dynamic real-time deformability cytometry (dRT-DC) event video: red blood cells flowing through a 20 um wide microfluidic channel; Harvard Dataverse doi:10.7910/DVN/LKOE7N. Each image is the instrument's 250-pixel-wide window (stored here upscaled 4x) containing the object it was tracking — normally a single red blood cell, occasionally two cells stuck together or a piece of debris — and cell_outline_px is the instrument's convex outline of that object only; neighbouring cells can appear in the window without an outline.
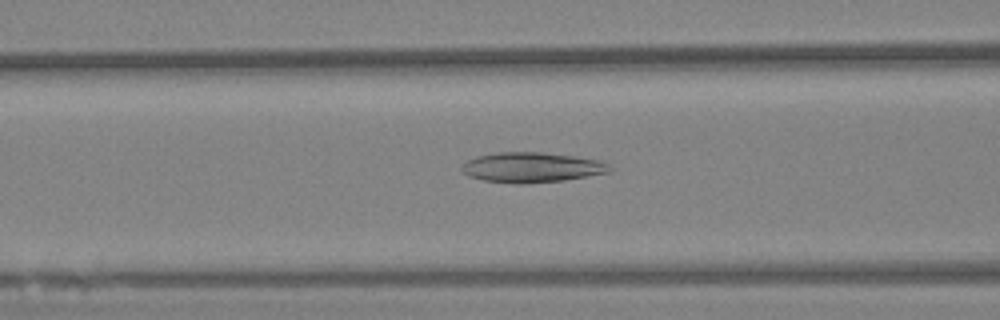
{"species": "Egyptian fruit bat (a non-hibernating species)", "species_latin": "Rousettus aegyptiacus", "temperature_condition": "warm", "stored_images_in_passage": 60, "camera_frame_rate_fps": 3000, "um_per_image_px": 0.085, "animal": {"sex": "female"}, "frame": {"image": 1, "passage_image": 22, "time_ms": 7.0, "image_size_px": [1000, 320], "cell_outline_px": [[608, 172], [564, 180], [528, 184], [512, 184], [484, 180], [468, 176], [460, 168], [468, 160], [476, 156], [496, 152], [544, 152], [572, 156], [596, 160], [608, 164]], "centroid_in_image_um": [45.11, 14.23], "position_along_channel_um": 121.5, "area_um2": 25.72}}
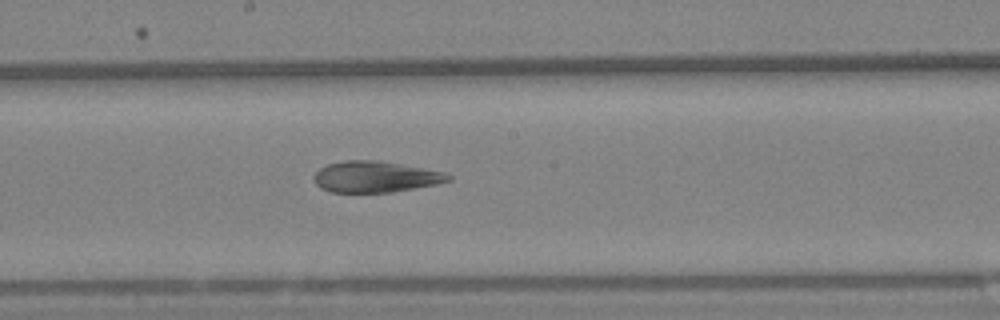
{"frame": {"image": 2, "passage_image": 31, "time_ms": 10.0, "image_size_px": [1000, 320], "cell_outline_px": [[452, 180], [436, 184], [392, 192], [332, 192], [320, 188], [316, 184], [316, 172], [320, 168], [328, 164], [344, 160], [376, 160], [444, 172], [452, 176]], "centroid_in_image_um": [31.91, 15.03], "position_along_channel_um": 216.3, "area_um2": 24.04}}
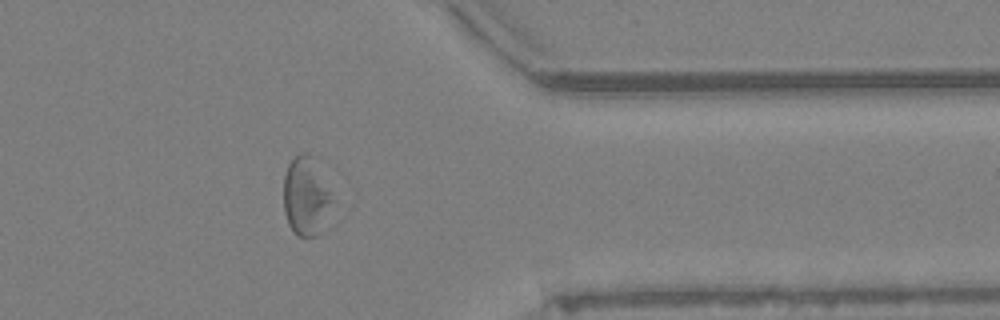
{"frame": {"image": 3, "passage_image": 48, "time_ms": 15.667, "image_size_px": [1000, 320], "cell_outline_px": [[336, 200], [316, 236], [296, 236], [288, 224], [284, 212], [284, 176], [288, 164], [300, 152], [304, 152], [312, 156]], "centroid_in_image_um": [26.02, 16.68], "position_along_channel_um": 385.4, "area_um2": 22.43}, "authors_computed_cell_mechanics": {"area_um2": 25.3453, "velocity_mm_per_s": 3.1832, "shape_relaxation_time_tau1_ms": null, "shape_relaxation_time_tau2_ms": 1.9298, "deformation_change_tau1": null, "deformation_change_tau2": 0.0782}}